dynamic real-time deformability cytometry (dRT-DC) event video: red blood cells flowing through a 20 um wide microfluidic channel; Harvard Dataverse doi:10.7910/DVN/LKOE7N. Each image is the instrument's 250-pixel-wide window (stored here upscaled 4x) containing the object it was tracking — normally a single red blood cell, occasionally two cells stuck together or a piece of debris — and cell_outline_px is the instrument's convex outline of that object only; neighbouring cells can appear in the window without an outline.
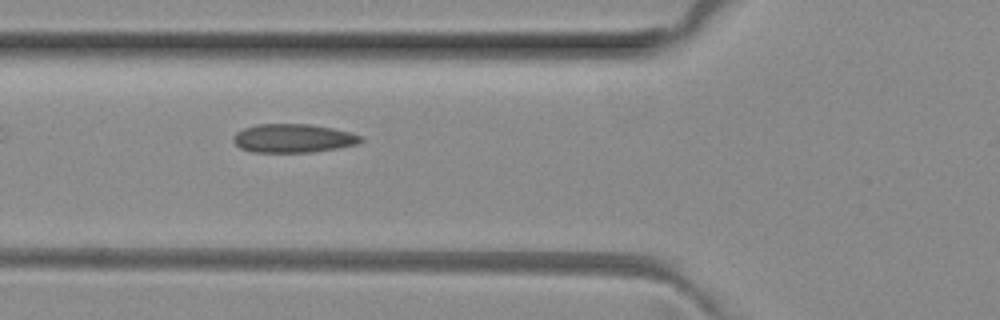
{"species": "common noctule bat (a hibernating species)", "species_latin": "Nyctalus noctula", "temperature_condition": "room temperature", "stored_images_in_passage": 30, "camera_frame_rate_fps": 3000, "um_per_image_px": 0.085, "animal": {"sex": "female", "body_mass_g": 29.2, "forearm_length_mm": 56.3}, "frame": {"image": 1, "passage_image": 3, "time_ms": 0.667, "image_size_px": [1000, 320], "cell_outline_px": [[364, 140], [360, 144], [312, 152], [252, 152], [240, 148], [232, 140], [232, 136], [236, 132], [244, 128], [256, 124], [308, 124], [332, 128], [364, 136]], "centroid_in_image_um": [24.92, 11.75], "position_along_channel_um": 100.9, "area_um2": 21.39}}
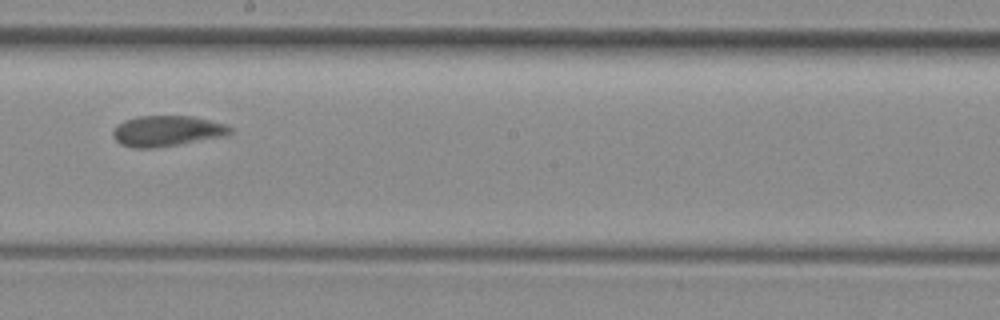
{"frame": {"image": 2, "passage_image": 13, "time_ms": 4.0, "image_size_px": [1000, 320], "cell_outline_px": [[232, 132], [224, 136], [156, 148], [132, 148], [120, 144], [112, 136], [112, 132], [124, 120], [140, 116], [192, 116], [224, 124], [232, 128]], "centroid_in_image_um": [14.17, 11.14], "position_along_channel_um": 234.0, "area_um2": 20.75}}
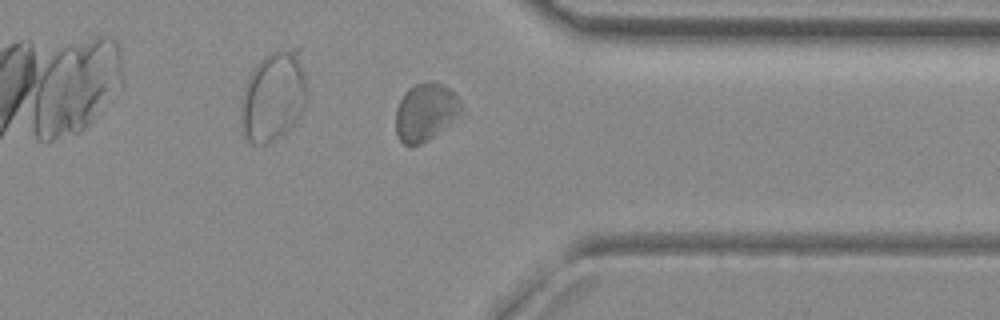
{"frame": {"image": 3, "passage_image": 24, "time_ms": 7.667, "image_size_px": [1000, 320], "cell_outline_px": [[468, 112], [428, 140], [420, 144], [404, 144], [400, 140], [396, 132], [396, 108], [404, 92], [408, 88], [416, 84], [428, 80], [436, 80], [444, 84], [464, 104]], "centroid_in_image_um": [36.26, 9.49], "position_along_channel_um": 375.1, "area_um2": 22.77}}